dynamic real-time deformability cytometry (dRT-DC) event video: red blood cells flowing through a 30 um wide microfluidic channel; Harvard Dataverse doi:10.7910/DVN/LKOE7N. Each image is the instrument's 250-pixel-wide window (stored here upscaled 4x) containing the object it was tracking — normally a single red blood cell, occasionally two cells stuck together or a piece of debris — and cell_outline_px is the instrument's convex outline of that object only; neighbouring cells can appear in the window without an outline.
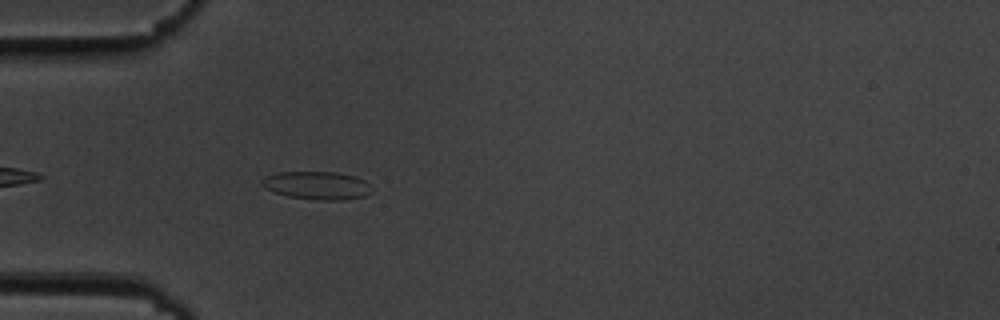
{"species": "common noctule bat (a hibernating species)", "species_latin": "Nyctalus noctula", "temperature_condition": "cold", "stored_images_in_passage": 27, "camera_frame_rate_fps": 3000, "um_per_image_px": 0.085, "animal": {"sex": "male", "body_mass_g": 19.5, "forearm_length_mm": 54.6}, "frame": {"image": 1, "passage_image": 4, "time_ms": 1.0, "image_size_px": [1000, 320], "cell_outline_px": [[372, 192], [364, 196], [344, 200], [316, 200], [288, 196], [264, 188], [260, 184], [260, 180], [264, 176], [276, 172], [336, 172], [352, 176], [364, 180], [368, 184]], "centroid_in_image_um": [26.89, 15.76], "position_along_channel_um": 58.1, "area_um2": 17.98}}
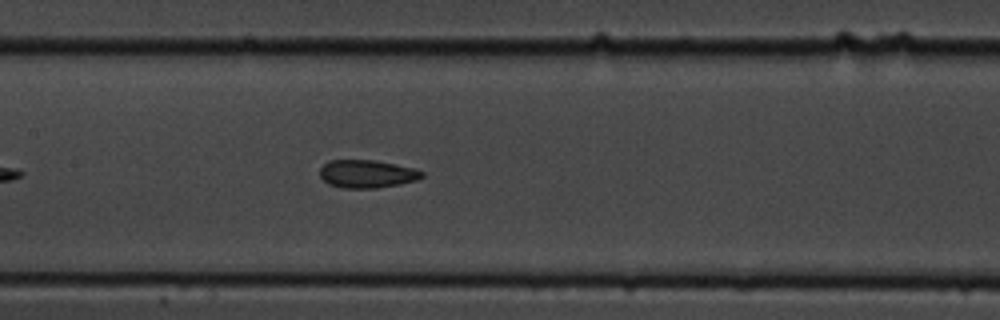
{"frame": {"image": 2, "passage_image": 14, "time_ms": 4.333, "image_size_px": [1000, 320], "cell_outline_px": [[424, 176], [416, 180], [400, 184], [376, 188], [344, 188], [328, 184], [320, 176], [320, 168], [328, 160], [376, 160], [416, 168], [424, 172]], "centroid_in_image_um": [31.21, 14.77], "position_along_channel_um": 176.2, "area_um2": 16.76}}
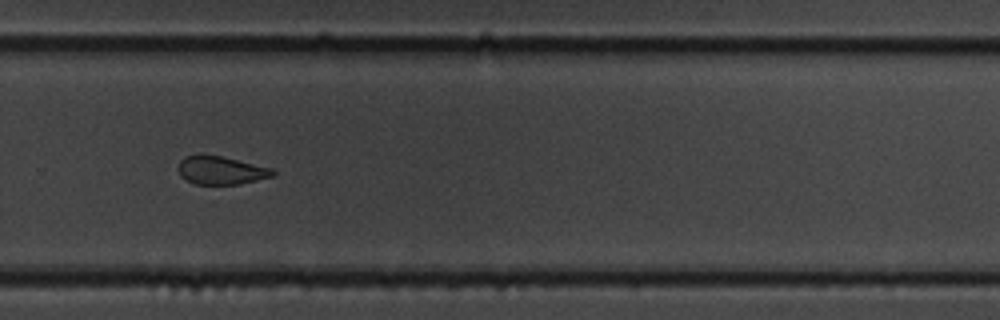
{"frame": {"image": 3, "passage_image": 25, "time_ms": 8.0, "image_size_px": [1000, 320], "cell_outline_px": [[276, 172], [272, 176], [256, 180], [236, 184], [196, 184], [180, 176], [180, 160], [184, 156], [220, 156], [272, 168]], "centroid_in_image_um": [18.8, 14.49], "position_along_channel_um": 311.0, "area_um2": 14.97}}